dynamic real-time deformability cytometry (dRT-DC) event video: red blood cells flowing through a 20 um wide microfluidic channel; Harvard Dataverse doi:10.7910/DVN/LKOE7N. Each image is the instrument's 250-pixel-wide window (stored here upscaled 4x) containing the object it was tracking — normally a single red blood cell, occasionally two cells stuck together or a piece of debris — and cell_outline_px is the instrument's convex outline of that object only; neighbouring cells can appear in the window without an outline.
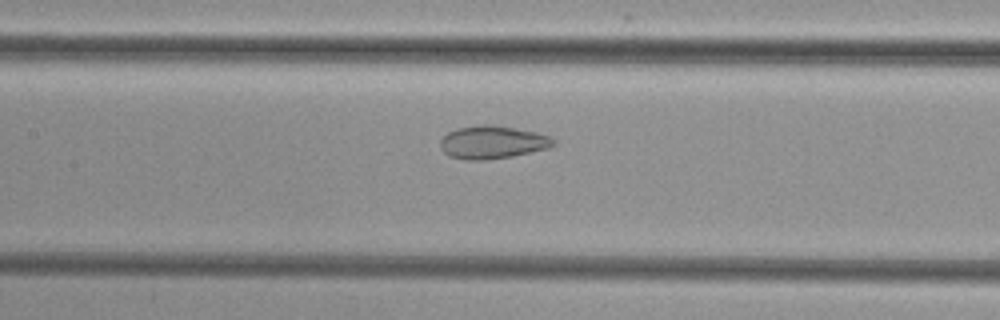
{"species": "common noctule bat (a hibernating species)", "species_latin": "Nyctalus noctula", "temperature_condition": "cold", "stored_images_in_passage": 42, "camera_frame_rate_fps": 3000, "um_per_image_px": 0.085, "animal": {"sex": "female", "body_mass_g": 29.2, "forearm_length_mm": 56.3}, "frame": {"image": 1, "passage_image": 14, "time_ms": 4.333, "image_size_px": [1000, 320], "cell_outline_px": [[556, 144], [548, 148], [512, 156], [484, 160], [464, 160], [452, 156], [444, 152], [440, 148], [440, 140], [448, 132], [456, 128], [484, 124], [492, 124], [536, 132], [548, 136], [556, 140]], "centroid_in_image_um": [41.85, 12.08], "position_along_channel_um": 165.6, "area_um2": 21.68}}
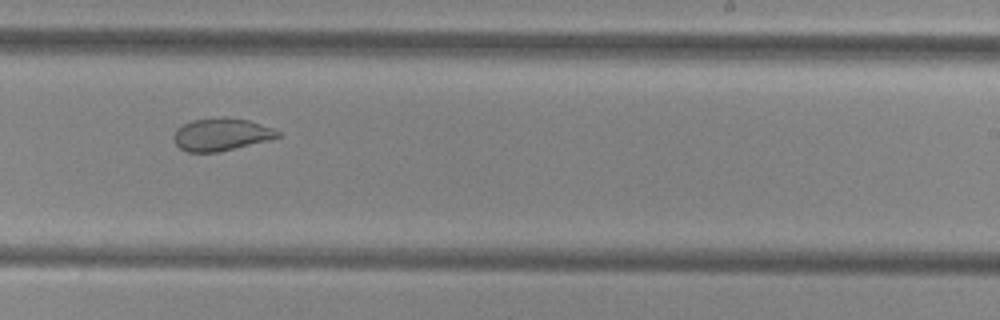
{"frame": {"image": 2, "passage_image": 22, "time_ms": 7.0, "image_size_px": [1000, 320], "cell_outline_px": [[280, 136], [272, 140], [220, 152], [188, 152], [180, 148], [176, 144], [172, 136], [176, 128], [192, 120], [224, 116], [248, 120], [272, 128], [280, 132]], "centroid_in_image_um": [18.81, 11.43], "position_along_channel_um": 270.2, "area_um2": 20.0}}
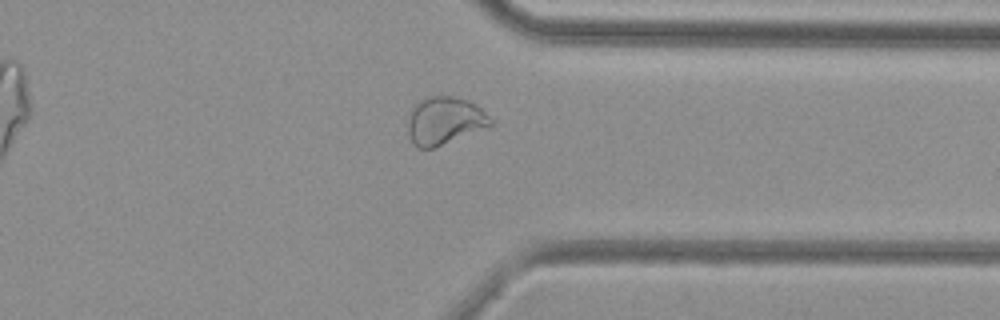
{"frame": {"image": 3, "passage_image": 30, "time_ms": 9.667, "image_size_px": [1000, 320], "cell_outline_px": [[492, 124], [432, 148], [420, 148], [412, 140], [408, 132], [408, 120], [412, 108], [420, 100], [428, 96], [452, 96], [468, 100], [476, 104], [492, 120]], "centroid_in_image_um": [37.76, 10.22], "position_along_channel_um": 373.6, "area_um2": 22.25}}